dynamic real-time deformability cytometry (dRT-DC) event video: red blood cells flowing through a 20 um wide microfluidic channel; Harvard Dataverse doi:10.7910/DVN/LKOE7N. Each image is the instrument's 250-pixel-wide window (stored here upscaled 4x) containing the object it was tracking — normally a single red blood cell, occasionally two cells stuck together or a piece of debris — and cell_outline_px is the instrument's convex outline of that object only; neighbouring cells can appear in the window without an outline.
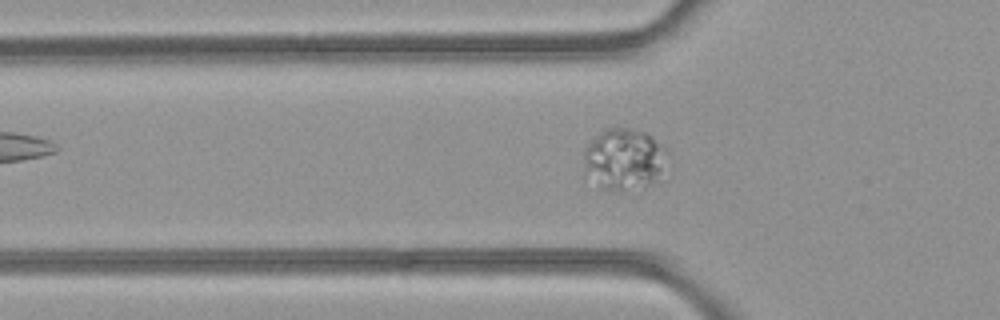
{"species": "common noctule bat (a hibernating species)", "species_latin": "Nyctalus noctula", "temperature_condition": "room temperature", "stored_images_in_passage": 46, "segment_of_instrument_passage": [1, 2], "camera_frame_rate_fps": 3000, "um_per_image_px": 0.085, "animal": {"sex": "female", "body_mass_g": 21.9}, "frame": {"image": 1, "passage_image": 12, "time_ms": 3.667, "image_size_px": [1000, 320], "cell_outline_px": [[668, 180], [640, 196], [612, 192], [600, 188], [584, 172], [584, 148], [604, 128], [632, 128], [648, 132], [668, 148]], "centroid_in_image_um": [53.24, 13.7], "position_along_channel_um": 72.6, "area_um2": 33.47}}
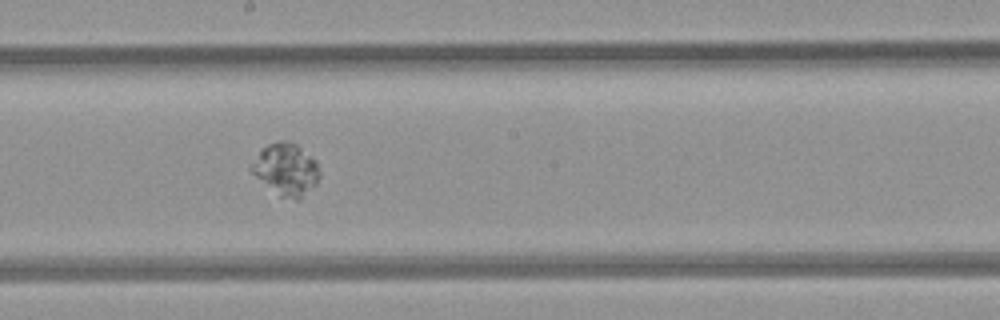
{"frame": {"image": 2, "passage_image": 23, "time_ms": 7.333, "image_size_px": [1000, 320], "cell_outline_px": [[320, 176], [316, 184], [300, 200], [296, 200], [280, 196], [256, 176], [248, 168], [248, 164], [260, 148], [268, 144], [280, 140], [288, 140], [296, 144], [312, 156], [316, 160], [320, 172]], "centroid_in_image_um": [24.29, 14.37], "position_along_channel_um": 223.9, "area_um2": 20.98}}
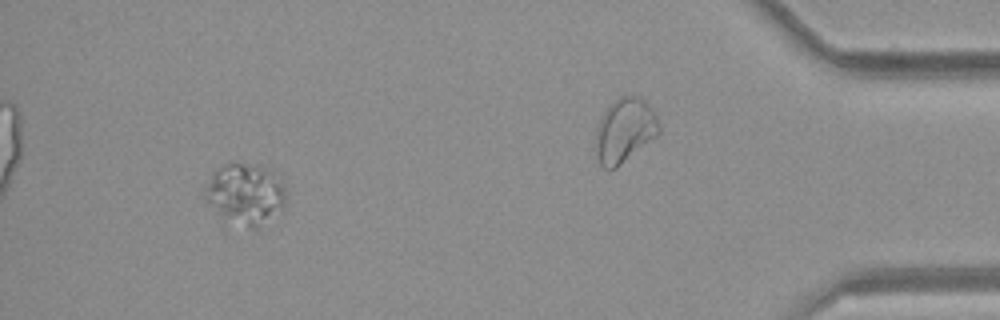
{"frame": {"image": 3, "passage_image": 42, "time_ms": 13.667, "image_size_px": [1000, 320], "cell_outline_px": [[284, 208], [256, 232], [220, 212], [204, 196], [204, 188], [216, 168], [228, 164], [272, 164], [280, 172], [284, 188]], "centroid_in_image_um": [20.99, 16.41], "position_along_channel_um": 414.2, "area_um2": 28.96}}